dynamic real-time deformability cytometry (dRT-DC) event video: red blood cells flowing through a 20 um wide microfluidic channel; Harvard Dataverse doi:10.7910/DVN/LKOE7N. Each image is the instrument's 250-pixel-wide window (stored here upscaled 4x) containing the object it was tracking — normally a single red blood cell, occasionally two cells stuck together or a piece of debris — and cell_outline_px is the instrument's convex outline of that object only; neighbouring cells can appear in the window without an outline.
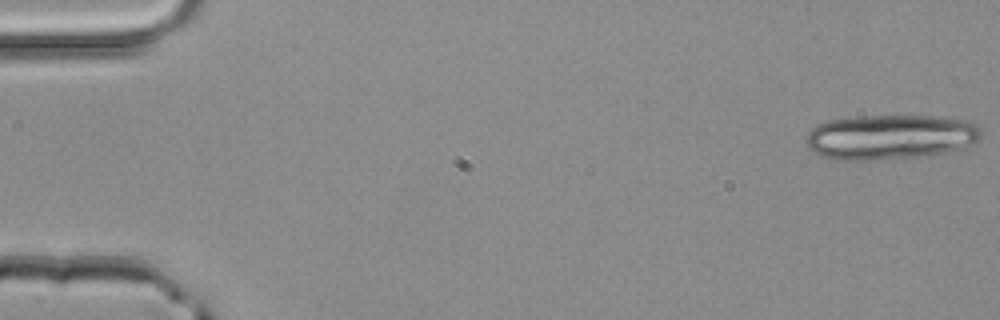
{"species": "common noctule bat (a hibernating species)", "species_latin": "Nyctalus noctula", "temperature_condition": "room temperature", "stored_images_in_passage": 5, "camera_frame_rate_fps": 3000, "um_per_image_px": 0.085, "animal": {"sex": "male", "body_mass_g": 20.4}, "frame": {"image": 1, "passage_image": 1, "time_ms": 0.0, "image_size_px": [1000, 320], "cell_outline_px": [[984, 136], [980, 140], [972, 144], [960, 148], [944, 152], [920, 156], [876, 160], [836, 160], [820, 156], [812, 152], [808, 148], [804, 140], [804, 136], [816, 124], [828, 120], [864, 116], [936, 116], [964, 120], [976, 124], [984, 132]], "centroid_in_image_um": [75.64, 11.65], "position_along_channel_um": 9.4, "area_um2": 46.3}}